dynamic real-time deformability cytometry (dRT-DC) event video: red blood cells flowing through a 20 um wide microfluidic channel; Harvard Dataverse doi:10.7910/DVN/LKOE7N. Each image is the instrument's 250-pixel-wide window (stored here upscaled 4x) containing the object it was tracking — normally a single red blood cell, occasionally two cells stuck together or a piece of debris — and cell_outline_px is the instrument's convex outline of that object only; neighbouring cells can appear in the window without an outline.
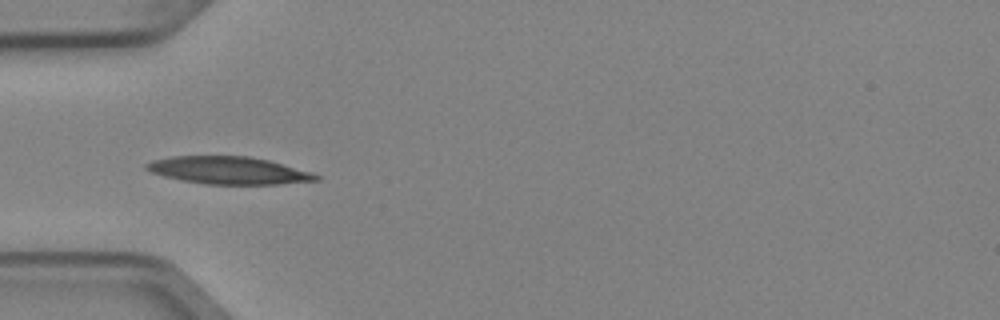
{"species": "Egyptian fruit bat (a non-hibernating species)", "species_latin": "Rousettus aegyptiacus", "temperature_condition": "cold", "stored_images_in_passage": 7, "camera_frame_rate_fps": 3000, "um_per_image_px": 0.085, "animal": {"sex": "female"}, "frame": {"image": 1, "passage_image": 5, "time_ms": 1.333, "image_size_px": [1000, 320], "cell_outline_px": [[320, 180], [280, 184], [204, 184], [180, 180], [164, 176], [152, 172], [144, 168], [144, 164], [152, 160], [172, 156], [248, 156], [268, 160], [312, 172], [320, 176]], "centroid_in_image_um": [19.42, 14.48], "position_along_channel_um": 65.6, "area_um2": 27.17}}
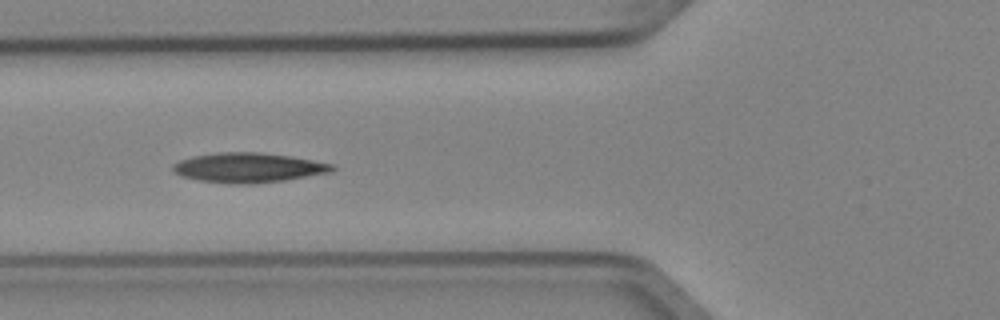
{"frame": {"image": 2, "passage_image": 6, "time_ms": 1.667, "image_size_px": [1000, 320], "cell_outline_px": [[336, 168], [332, 172], [284, 180], [256, 184], [232, 184], [200, 180], [184, 176], [176, 172], [172, 168], [172, 164], [180, 160], [192, 156], [216, 152], [260, 152], [292, 156], [336, 164]], "centroid_in_image_um": [21.17, 14.24], "position_along_channel_um": 104.6, "area_um2": 27.74}}
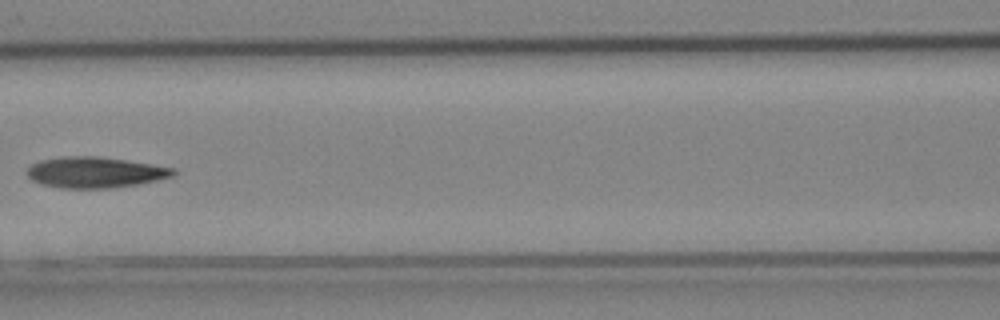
{"frame": {"image": 3, "passage_image": 7, "time_ms": 2.0, "image_size_px": [1000, 320], "cell_outline_px": [[176, 176], [140, 184], [108, 188], [60, 188], [40, 184], [32, 180], [24, 172], [32, 164], [40, 160], [64, 156], [96, 156], [152, 164], [176, 168]], "centroid_in_image_um": [8.09, 14.65], "position_along_channel_um": 158.5, "area_um2": 26.53}}